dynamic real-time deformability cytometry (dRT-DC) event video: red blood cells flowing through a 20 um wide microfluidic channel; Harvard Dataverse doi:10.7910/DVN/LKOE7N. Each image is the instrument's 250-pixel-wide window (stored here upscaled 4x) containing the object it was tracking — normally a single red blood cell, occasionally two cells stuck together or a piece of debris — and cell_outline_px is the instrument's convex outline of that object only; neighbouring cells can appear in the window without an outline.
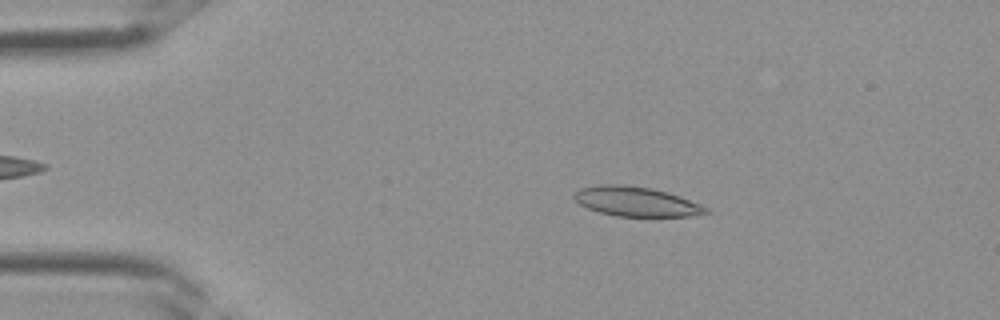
{"species": "Egyptian fruit bat (a non-hibernating species)", "species_latin": "Rousettus aegyptiacus", "temperature_condition": "room temperature", "stored_images_in_passage": 4, "camera_frame_rate_fps": 3000, "um_per_image_px": 0.085, "frame": {"image": 1, "passage_image": 2, "time_ms": 0.333, "image_size_px": [1000, 320], "cell_outline_px": [[712, 212], [688, 216], [616, 216], [600, 212], [588, 208], [580, 204], [572, 196], [572, 192], [580, 188], [600, 184], [624, 184], [652, 188], [668, 192], [680, 196], [700, 204], [708, 208]], "centroid_in_image_um": [54.06, 17.12], "position_along_channel_um": 30.9, "area_um2": 22.83}}